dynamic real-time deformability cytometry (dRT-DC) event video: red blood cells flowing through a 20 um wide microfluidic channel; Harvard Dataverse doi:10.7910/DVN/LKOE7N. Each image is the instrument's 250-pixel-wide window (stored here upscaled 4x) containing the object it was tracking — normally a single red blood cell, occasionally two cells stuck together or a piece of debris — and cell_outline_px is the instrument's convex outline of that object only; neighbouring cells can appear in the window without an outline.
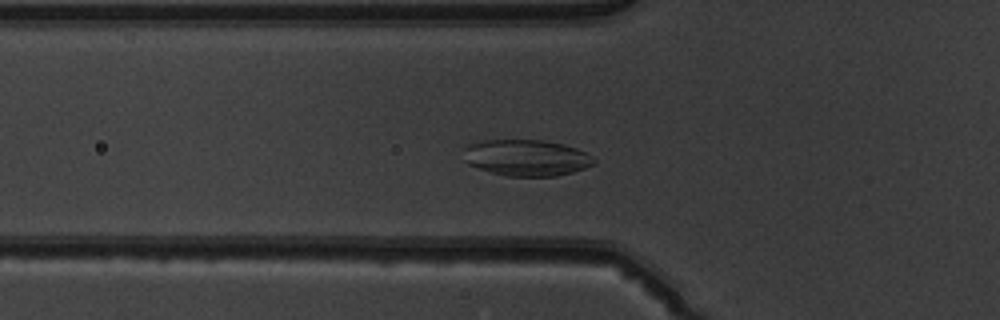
{"species": "common noctule bat (a hibernating species)", "species_latin": "Nyctalus noctula", "temperature_condition": "warm", "stored_images_in_passage": 48, "segment_of_instrument_passage": [1, 2], "camera_frame_rate_fps": 3000, "um_per_image_px": 0.085, "animal": {"sex": "male", "body_mass_g": 19.5, "forearm_length_mm": 54.6}, "frame": {"image": 1, "passage_image": 14, "time_ms": 4.333, "image_size_px": [1000, 320], "cell_outline_px": [[596, 164], [572, 172], [556, 176], [508, 176], [492, 172], [468, 164], [464, 160], [464, 144], [484, 140], [544, 140], [564, 144], [576, 148], [592, 156], [596, 160]], "centroid_in_image_um": [44.74, 13.39], "position_along_channel_um": 81.1, "area_um2": 27.69}}
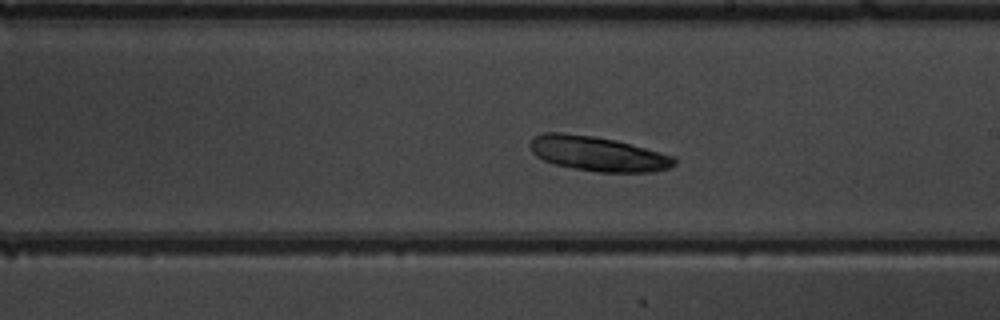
{"frame": {"image": 2, "passage_image": 26, "time_ms": 8.333, "image_size_px": [1000, 320], "cell_outline_px": [[676, 164], [672, 168], [652, 172], [596, 172], [572, 168], [552, 164], [536, 156], [532, 152], [528, 144], [532, 136], [540, 132], [564, 132], [596, 136], [616, 140], [676, 156]], "centroid_in_image_um": [50.79, 13.06], "position_along_channel_um": 238.2, "area_um2": 29.88}}
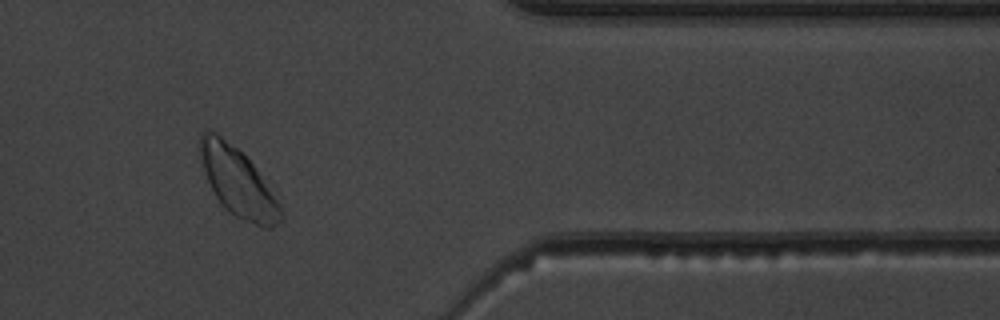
{"frame": {"image": 3, "passage_image": 39, "time_ms": 12.667, "image_size_px": [1000, 320], "cell_outline_px": [[284, 220], [268, 228], [264, 228], [244, 220], [228, 212], [220, 204], [204, 172], [200, 152], [200, 136], [208, 128], [216, 132], [236, 148], [252, 164], [284, 208]], "centroid_in_image_um": [20.25, 15.52], "position_along_channel_um": 391.1, "area_um2": 31.85}}